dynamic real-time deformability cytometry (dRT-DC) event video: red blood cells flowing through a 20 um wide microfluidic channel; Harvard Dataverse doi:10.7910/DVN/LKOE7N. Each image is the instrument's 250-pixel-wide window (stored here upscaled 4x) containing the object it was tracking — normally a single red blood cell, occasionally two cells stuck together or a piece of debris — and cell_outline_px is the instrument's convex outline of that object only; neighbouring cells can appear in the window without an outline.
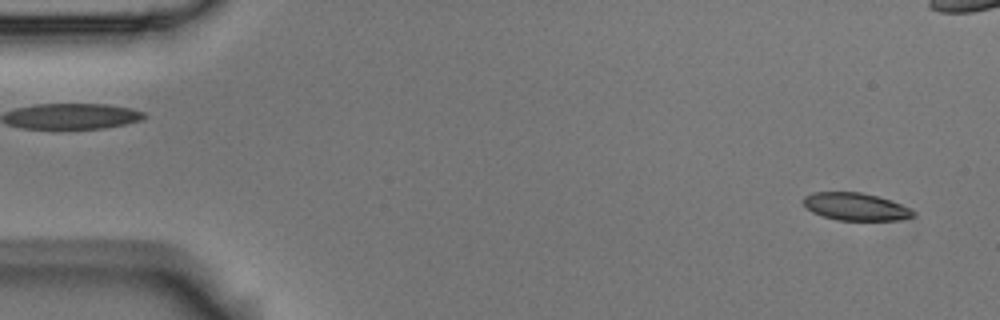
{"species": "Egyptian fruit bat (a non-hibernating species)", "species_latin": "Rousettus aegyptiacus", "temperature_condition": "room temperature", "stored_images_in_passage": 6, "camera_frame_rate_fps": 3000, "um_per_image_px": 0.085, "animal": {"sex": "male"}, "frame": {"image": 1, "passage_image": 1, "time_ms": 0.0, "image_size_px": [1000, 320], "cell_outline_px": [[916, 212], [912, 216], [900, 220], [836, 220], [812, 212], [804, 204], [804, 196], [812, 192], [860, 192], [876, 196], [900, 204]], "centroid_in_image_um": [72.7, 17.57], "position_along_channel_um": 12.3, "area_um2": 17.34}}